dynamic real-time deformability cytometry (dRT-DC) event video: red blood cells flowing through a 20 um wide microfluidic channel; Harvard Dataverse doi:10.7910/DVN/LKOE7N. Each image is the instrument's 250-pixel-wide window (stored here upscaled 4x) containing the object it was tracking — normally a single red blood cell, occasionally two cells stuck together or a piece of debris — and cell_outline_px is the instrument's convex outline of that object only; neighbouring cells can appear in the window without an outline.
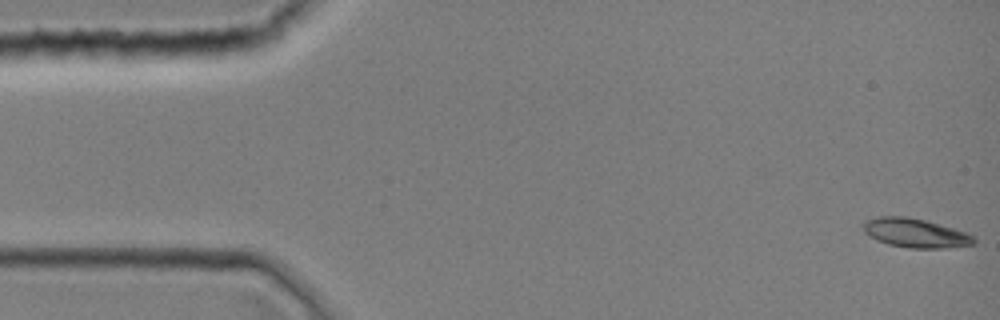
{"species": "common noctule bat (a hibernating species)", "species_latin": "Nyctalus noctula", "temperature_condition": "room temperature", "stored_images_in_passage": 3, "camera_frame_rate_fps": 3000, "um_per_image_px": 0.085, "animal": {"sex": "female", "body_mass_g": 19.0, "forearm_length_mm": 51.5}, "frame": {"image": 1, "passage_image": 1, "time_ms": 0.0, "image_size_px": [1000, 320], "cell_outline_px": [[976, 244], [944, 248], [908, 248], [888, 244], [864, 232], [860, 224], [864, 220], [876, 216], [908, 216], [924, 220], [952, 228], [976, 236]], "centroid_in_image_um": [77.79, 19.79], "position_along_channel_um": 7.2, "area_um2": 18.79}}